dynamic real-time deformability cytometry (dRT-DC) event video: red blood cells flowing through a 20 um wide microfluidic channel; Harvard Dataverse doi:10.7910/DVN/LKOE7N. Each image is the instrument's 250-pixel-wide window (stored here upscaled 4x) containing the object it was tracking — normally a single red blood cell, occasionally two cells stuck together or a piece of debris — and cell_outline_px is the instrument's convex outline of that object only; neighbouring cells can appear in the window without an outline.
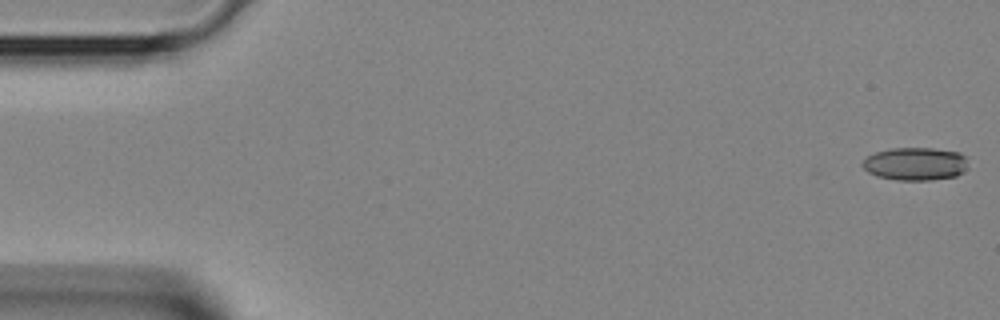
{"species": "Egyptian fruit bat (a non-hibernating species)", "species_latin": "Rousettus aegyptiacus", "temperature_condition": "room temperature", "stored_images_in_passage": 4, "camera_frame_rate_fps": 3000, "um_per_image_px": 0.085, "animal": {"sex": "female"}, "frame": {"image": 1, "passage_image": 1, "time_ms": 0.0, "image_size_px": [1000, 320], "cell_outline_px": [[968, 168], [964, 172], [956, 176], [932, 180], [896, 180], [876, 176], [868, 172], [860, 164], [868, 156], [876, 152], [892, 148], [932, 148], [960, 152], [964, 156]], "centroid_in_image_um": [77.81, 13.93], "position_along_channel_um": 7.2, "area_um2": 20.4}}